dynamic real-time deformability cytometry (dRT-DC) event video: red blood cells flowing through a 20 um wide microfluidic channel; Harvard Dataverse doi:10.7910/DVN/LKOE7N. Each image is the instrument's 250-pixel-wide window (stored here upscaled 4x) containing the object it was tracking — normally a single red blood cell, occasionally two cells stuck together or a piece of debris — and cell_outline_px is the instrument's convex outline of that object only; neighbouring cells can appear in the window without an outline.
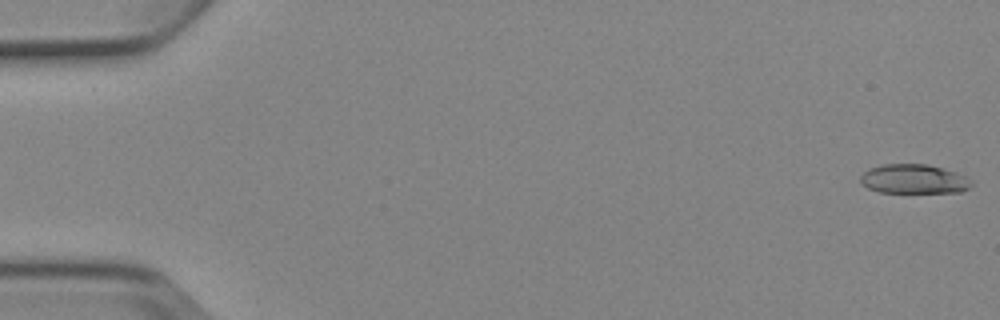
{"species": "Egyptian fruit bat (a non-hibernating species)", "species_latin": "Rousettus aegyptiacus", "temperature_condition": "cold", "stored_images_in_passage": 5, "camera_frame_rate_fps": 3000, "um_per_image_px": 0.085, "animal": {"sex": "female"}, "frame": {"image": 1, "passage_image": 1, "time_ms": 0.0, "image_size_px": [1000, 320], "cell_outline_px": [[972, 184], [968, 188], [960, 192], [880, 192], [868, 188], [860, 184], [860, 176], [868, 168], [884, 164], [928, 164], [956, 172], [972, 180]], "centroid_in_image_um": [77.65, 15.21], "position_along_channel_um": 7.4, "area_um2": 18.96}}
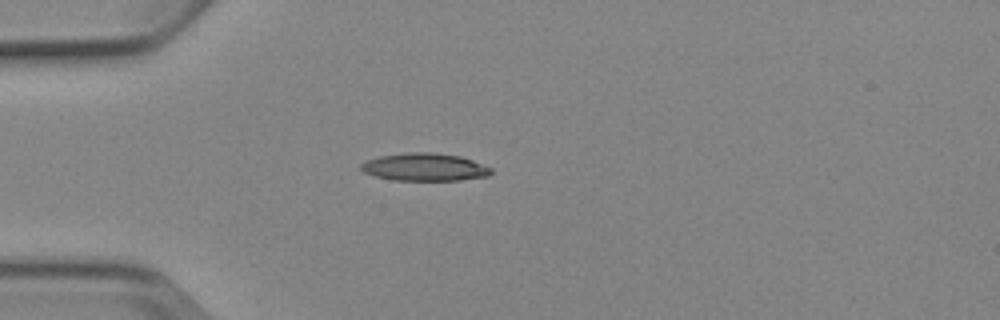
{"frame": {"image": 2, "passage_image": 4, "time_ms": 4.667, "image_size_px": [1000, 320], "cell_outline_px": [[492, 172], [488, 176], [460, 180], [392, 180], [376, 176], [364, 172], [360, 168], [360, 164], [368, 160], [380, 156], [408, 152], [432, 152], [460, 156], [472, 160], [492, 168]], "centroid_in_image_um": [36.1, 14.2], "position_along_channel_um": 48.9, "area_um2": 20.92}}